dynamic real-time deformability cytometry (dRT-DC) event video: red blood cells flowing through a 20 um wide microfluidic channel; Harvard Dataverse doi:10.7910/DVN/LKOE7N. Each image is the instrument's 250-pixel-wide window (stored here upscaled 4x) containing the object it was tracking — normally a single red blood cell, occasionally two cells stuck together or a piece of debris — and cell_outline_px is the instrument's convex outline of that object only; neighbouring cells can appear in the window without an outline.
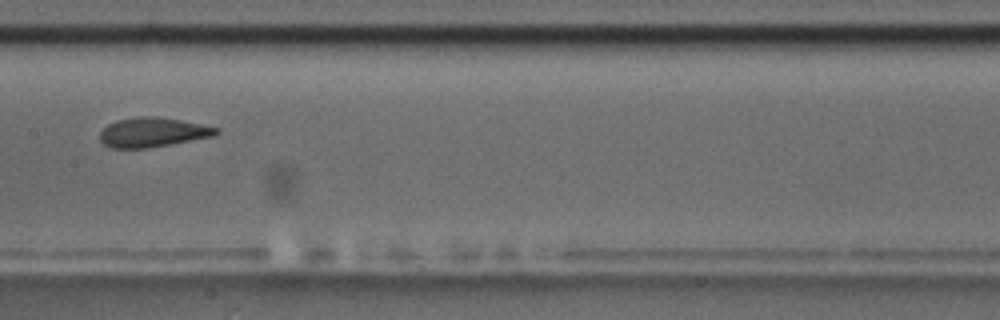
{"species": "common noctule bat (a hibernating species)", "species_latin": "Nyctalus noctula", "temperature_condition": "room temperature", "stored_images_in_passage": 13, "camera_frame_rate_fps": 3000, "um_per_image_px": 0.085, "animal": {"sex": "male", "body_mass_g": 17.5, "forearm_length_mm": 52.3}, "frame": {"image": 1, "passage_image": 6, "time_ms": 6.667, "image_size_px": [1000, 320], "cell_outline_px": [[220, 132], [216, 136], [148, 148], [108, 148], [100, 140], [100, 132], [108, 124], [116, 120], [140, 116], [156, 116], [180, 120], [220, 128]], "centroid_in_image_um": [12.99, 11.25], "position_along_channel_um": 194.4, "area_um2": 20.11}}
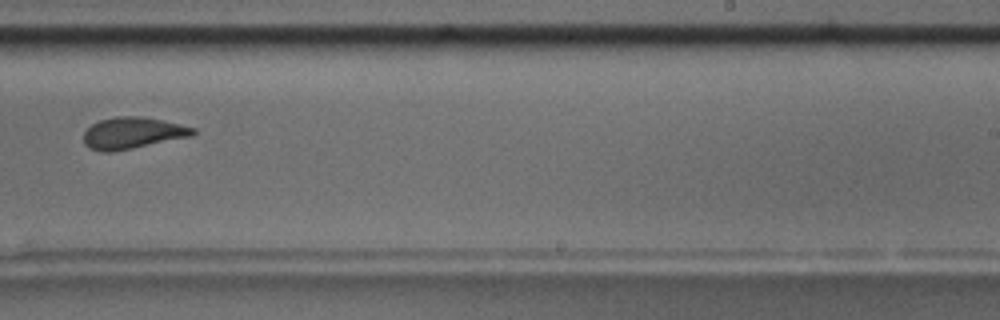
{"frame": {"image": 2, "passage_image": 8, "time_ms": 9.0, "image_size_px": [1000, 320], "cell_outline_px": [[196, 132], [192, 136], [112, 152], [100, 152], [88, 148], [84, 144], [84, 132], [92, 124], [100, 120], [116, 116], [144, 116], [164, 120], [196, 128]], "centroid_in_image_um": [11.26, 11.3], "position_along_channel_um": 277.7, "area_um2": 20.23}, "authors_computed_cell_mechanics": {"area_um2": 20.9814, "velocity_mm_per_s": 3.5717, "shape_relaxation_time_tau1_ms": null, "shape_relaxation_time_tau2_ms": 7.2234, "deformation_change_tau1": null, "deformation_change_tau2": 0.101}}